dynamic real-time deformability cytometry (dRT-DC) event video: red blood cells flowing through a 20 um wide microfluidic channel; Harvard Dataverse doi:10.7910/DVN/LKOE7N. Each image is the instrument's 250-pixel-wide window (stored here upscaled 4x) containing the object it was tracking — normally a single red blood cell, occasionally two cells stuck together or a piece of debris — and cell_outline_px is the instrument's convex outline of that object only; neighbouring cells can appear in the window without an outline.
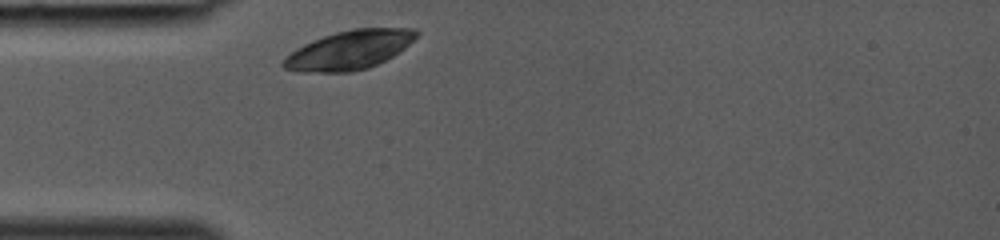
{"species": "common noctule bat (a hibernating species)", "species_latin": "Nyctalus noctula", "temperature_condition": "room temperature", "stored_images_in_passage": 24, "camera_frame_rate_fps": 3000, "um_per_image_px": 0.085, "animal": {"sex": "female", "body_mass_g": 19.0, "forearm_length_mm": 53.3}, "frame": {"image": 1, "passage_image": 1, "time_ms": 0.0, "image_size_px": [1000, 240], "cell_outline_px": [[420, 32], [404, 48], [392, 56], [368, 68], [352, 72], [300, 72], [284, 68], [280, 64], [284, 56], [296, 48], [312, 40], [336, 32], [352, 28], [416, 28]], "centroid_in_image_um": [29.64, 4.25], "position_along_channel_um": 55.4, "area_um2": 30.17}}
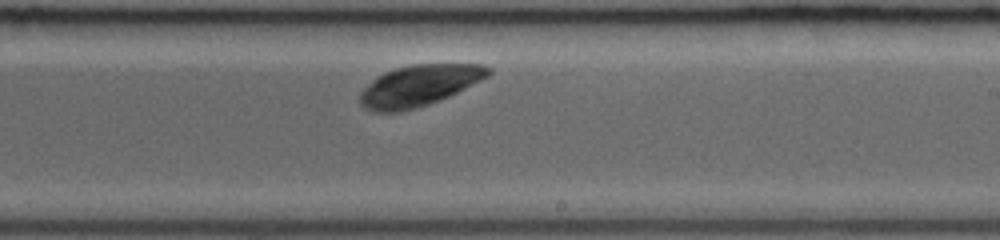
{"frame": {"image": 2, "passage_image": 14, "time_ms": 4.333, "image_size_px": [1000, 240], "cell_outline_px": [[492, 72], [488, 76], [448, 96], [428, 104], [416, 108], [400, 112], [376, 112], [364, 108], [360, 104], [360, 92], [376, 76], [384, 72], [396, 68], [412, 64], [484, 64], [492, 68]], "centroid_in_image_um": [35.6, 7.27], "position_along_channel_um": 253.4, "area_um2": 30.58}}
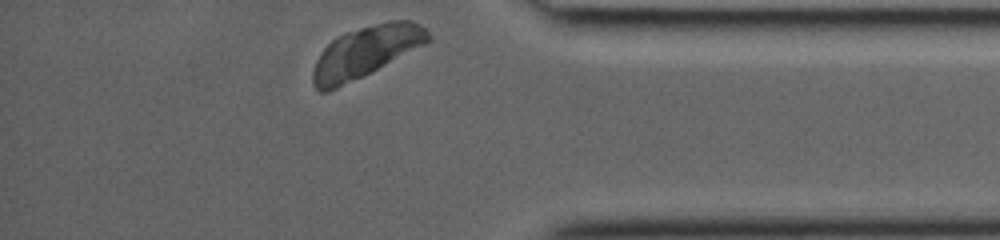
{"frame": {"image": 3, "passage_image": 24, "time_ms": 7.667, "image_size_px": [1000, 240], "cell_outline_px": [[432, 40], [328, 92], [320, 92], [312, 84], [312, 72], [316, 60], [320, 52], [332, 40], [344, 32], [388, 20], [412, 20], [424, 28], [432, 36]], "centroid_in_image_um": [31.05, 4.37], "position_along_channel_um": 404.1, "area_um2": 33.7}}